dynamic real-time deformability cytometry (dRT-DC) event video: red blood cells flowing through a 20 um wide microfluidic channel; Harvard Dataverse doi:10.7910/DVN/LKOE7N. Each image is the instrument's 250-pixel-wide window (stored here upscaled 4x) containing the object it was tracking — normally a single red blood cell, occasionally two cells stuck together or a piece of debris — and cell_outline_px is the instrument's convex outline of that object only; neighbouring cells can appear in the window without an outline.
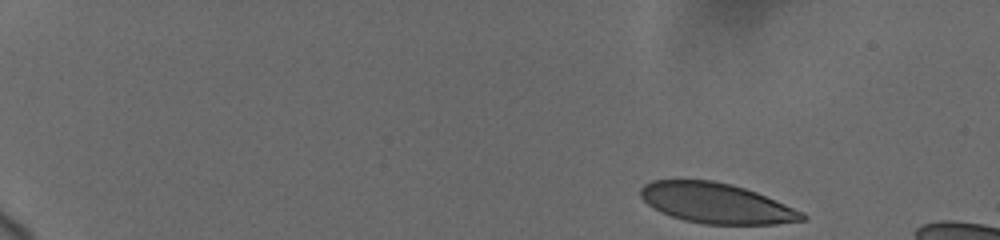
{"species": "human", "species_latin": "Homo sapiens", "temperature_condition": "cold", "stored_images_in_passage": 18, "camera_frame_rate_fps": 3000, "um_per_image_px": 0.085, "donor": {"sex": "female"}, "frame": {"image": 1, "passage_image": 1, "time_ms": 0.0, "image_size_px": [1000, 240], "cell_outline_px": [[808, 216], [804, 220], [776, 224], [704, 224], [684, 220], [660, 212], [652, 208], [640, 196], [640, 188], [644, 184], [652, 180], [712, 180], [732, 184], [756, 192], [804, 212]], "centroid_in_image_um": [60.87, 17.27], "position_along_channel_um": 24.1, "area_um2": 37.86}}